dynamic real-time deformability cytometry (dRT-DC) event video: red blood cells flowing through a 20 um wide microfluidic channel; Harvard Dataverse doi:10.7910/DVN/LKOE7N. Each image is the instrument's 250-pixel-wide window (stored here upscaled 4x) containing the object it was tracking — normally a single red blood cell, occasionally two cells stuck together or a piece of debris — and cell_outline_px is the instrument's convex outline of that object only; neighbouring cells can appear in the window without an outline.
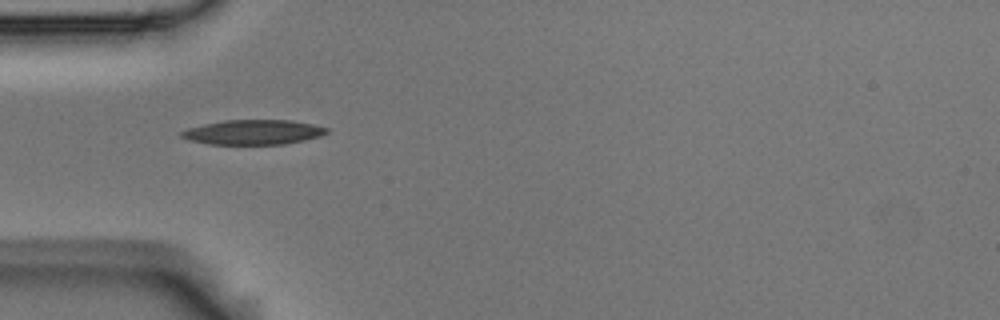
{"species": "Egyptian fruit bat (a non-hibernating species)", "species_latin": "Rousettus aegyptiacus", "temperature_condition": "room temperature", "stored_images_in_passage": 38, "camera_frame_rate_fps": 3000, "um_per_image_px": 0.085, "animal": {"sex": "male"}, "frame": {"image": 1, "passage_image": 1, "time_ms": 0.0, "image_size_px": [1000, 320], "cell_outline_px": [[328, 132], [320, 136], [304, 140], [284, 144], [208, 144], [188, 140], [180, 136], [180, 132], [188, 128], [204, 124], [224, 120], [292, 120], [312, 124], [328, 128]], "centroid_in_image_um": [21.51, 11.23], "position_along_channel_um": 63.5, "area_um2": 20.92}}
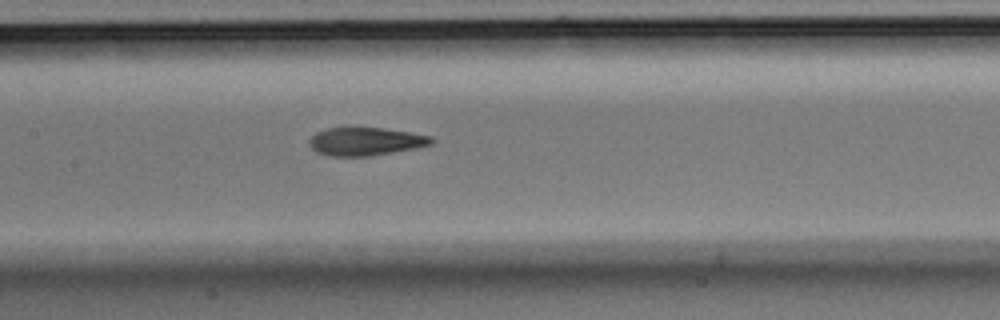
{"frame": {"image": 2, "passage_image": 10, "time_ms": 3.0, "image_size_px": [1000, 320], "cell_outline_px": [[436, 140], [432, 144], [416, 148], [372, 156], [328, 156], [316, 152], [308, 144], [308, 140], [316, 132], [324, 128], [344, 124], [384, 128], [432, 136]], "centroid_in_image_um": [31.02, 11.98], "position_along_channel_um": 176.4, "area_um2": 21.04}}
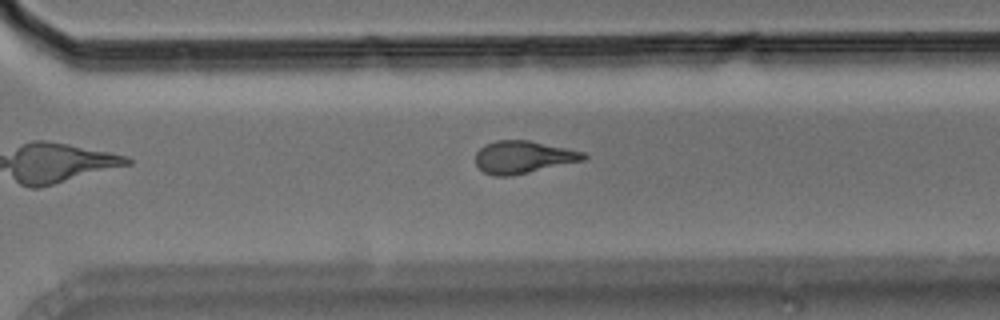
{"frame": {"image": 3, "passage_image": 22, "time_ms": 7.0, "image_size_px": [1000, 320], "cell_outline_px": [[588, 156], [584, 160], [512, 176], [492, 176], [484, 172], [476, 164], [476, 152], [484, 144], [496, 140], [528, 140], [584, 152]], "centroid_in_image_um": [44.45, 13.36], "position_along_channel_um": 326.2, "area_um2": 20.4}, "authors_computed_cell_mechanics": {"area_um2": 20.5768, "velocity_mm_per_s": 3.7609, "shape_relaxation_time_tau1_ms": 5.2846, "shape_relaxation_time_tau2_ms": 2.7309, "deformation_change_tau1": 0.1954, "deformation_change_tau2": 0.1196}}